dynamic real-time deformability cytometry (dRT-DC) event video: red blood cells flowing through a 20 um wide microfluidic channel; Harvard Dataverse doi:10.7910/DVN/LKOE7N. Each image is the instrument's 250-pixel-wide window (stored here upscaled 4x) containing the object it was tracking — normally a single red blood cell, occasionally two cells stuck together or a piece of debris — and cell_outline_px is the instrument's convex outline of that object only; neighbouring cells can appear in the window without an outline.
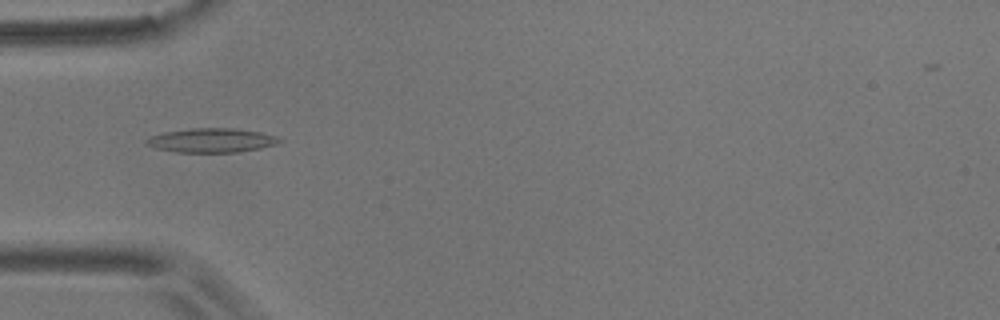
{"species": "common noctule bat (a hibernating species)", "species_latin": "Nyctalus noctula", "temperature_condition": "room temperature", "stored_images_in_passage": 2, "camera_frame_rate_fps": 3000, "um_per_image_px": 0.085, "animal": {"sex": "male", "body_mass_g": 17.9}, "frame": {"image": 1, "passage_image": 1, "time_ms": 0.0, "image_size_px": [1000, 320], "cell_outline_px": [[280, 140], [276, 144], [260, 148], [236, 152], [176, 152], [156, 148], [148, 144], [144, 140], [152, 136], [164, 132], [192, 128], [232, 128], [260, 132], [276, 136]], "centroid_in_image_um": [17.97, 11.92], "position_along_channel_um": 67.0, "area_um2": 18.44}}
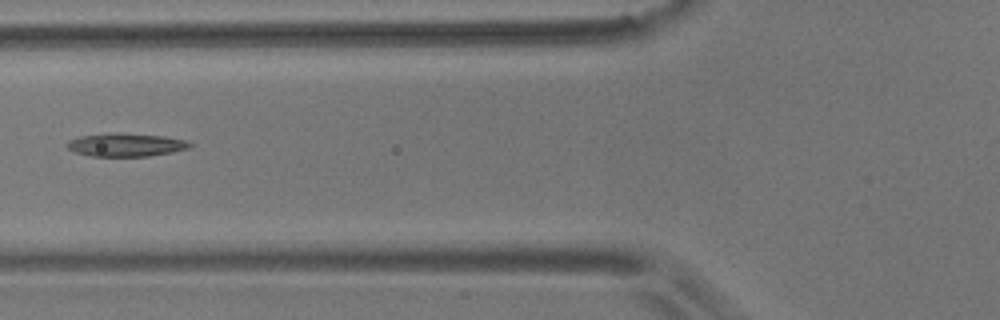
{"frame": {"image": 2, "passage_image": 2, "time_ms": 1.333, "image_size_px": [1000, 320], "cell_outline_px": [[192, 144], [188, 148], [172, 152], [148, 156], [92, 156], [76, 152], [68, 148], [68, 140], [84, 136], [164, 136], [184, 140]], "centroid_in_image_um": [10.75, 12.37], "position_along_channel_um": 115.1, "area_um2": 15.14}}